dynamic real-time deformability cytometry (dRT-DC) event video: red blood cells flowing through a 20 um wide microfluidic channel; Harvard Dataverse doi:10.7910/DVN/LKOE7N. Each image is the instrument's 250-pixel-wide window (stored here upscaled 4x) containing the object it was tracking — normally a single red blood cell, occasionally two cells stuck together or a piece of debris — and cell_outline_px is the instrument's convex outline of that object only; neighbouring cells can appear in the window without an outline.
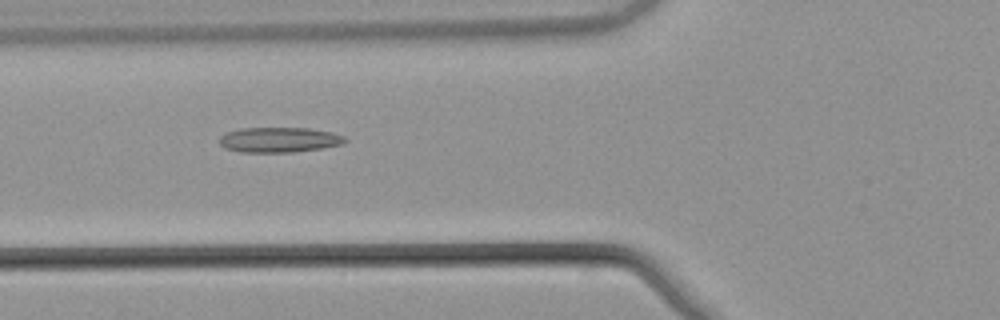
{"species": "common noctule bat (a hibernating species)", "species_latin": "Nyctalus noctula", "temperature_condition": "warm", "stored_images_in_passage": 46, "camera_frame_rate_fps": 3000, "um_per_image_px": 0.085, "animal": {"sex": "male", "body_mass_g": 21.5, "forearm_length_mm": 52.0}, "frame": {"image": 1, "passage_image": 13, "time_ms": 4.0, "image_size_px": [1000, 320], "cell_outline_px": [[348, 140], [344, 144], [320, 148], [292, 152], [240, 152], [224, 148], [220, 144], [220, 136], [228, 132], [240, 128], [308, 128], [332, 132], [344, 136]], "centroid_in_image_um": [23.74, 11.88], "position_along_channel_um": 102.1, "area_um2": 18.38}}
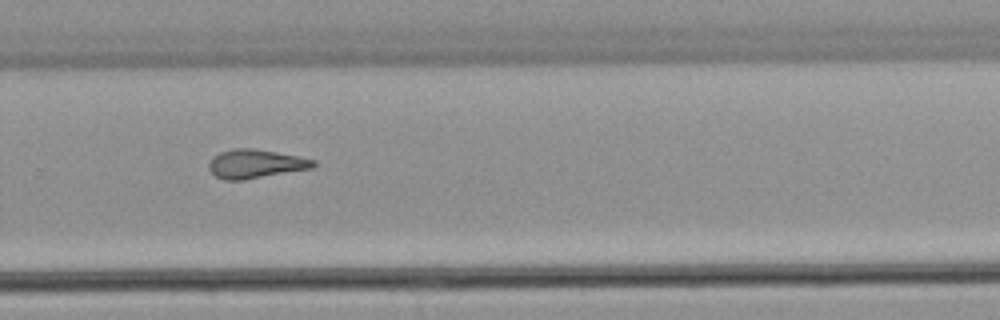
{"frame": {"image": 2, "passage_image": 29, "time_ms": 9.333, "image_size_px": [1000, 320], "cell_outline_px": [[316, 164], [312, 168], [244, 180], [224, 180], [216, 176], [208, 168], [208, 164], [220, 152], [232, 148], [252, 148], [276, 152], [316, 160]], "centroid_in_image_um": [21.72, 13.93], "position_along_channel_um": 308.1, "area_um2": 17.34}}
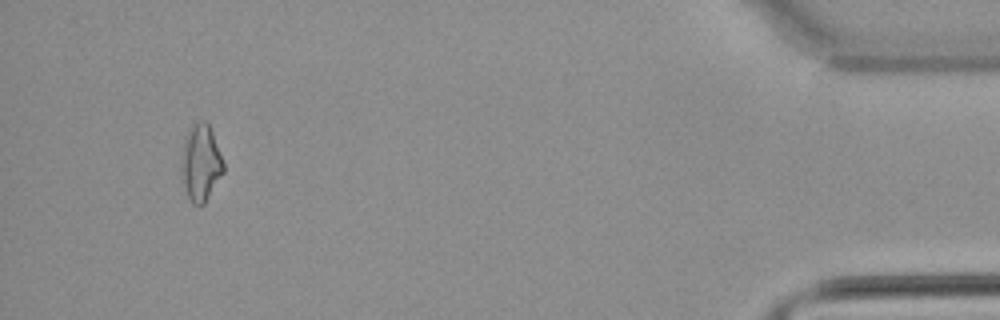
{"frame": {"image": 3, "passage_image": 43, "time_ms": 14.0, "image_size_px": [1000, 320], "cell_outline_px": [[224, 172], [204, 204], [200, 208], [192, 204], [188, 196], [184, 184], [180, 160], [184, 140], [188, 128], [196, 120], [204, 120], [208, 124], [212, 132], [224, 164]], "centroid_in_image_um": [17.05, 13.84], "position_along_channel_um": 418.1, "area_um2": 18.9}, "authors_computed_cell_mechanics": {"area_um2": 17.3689, "velocity_mm_per_s": 3.8712, "shape_relaxation_time_tau1_ms": null, "shape_relaxation_time_tau2_ms": 9.7934, "deformation_change_tau1": null, "deformation_change_tau2": 0.1892}}